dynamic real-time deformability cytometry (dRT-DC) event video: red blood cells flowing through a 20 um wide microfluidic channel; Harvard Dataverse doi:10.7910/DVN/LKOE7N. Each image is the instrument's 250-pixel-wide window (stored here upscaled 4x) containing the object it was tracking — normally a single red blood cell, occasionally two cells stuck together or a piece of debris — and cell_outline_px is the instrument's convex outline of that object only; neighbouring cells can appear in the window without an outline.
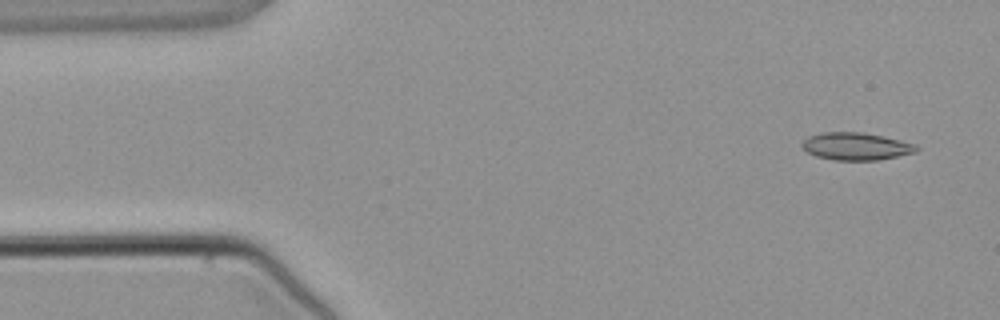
{"species": "common noctule bat (a hibernating species)", "species_latin": "Nyctalus noctula", "temperature_condition": "warm", "stored_images_in_passage": 3, "camera_frame_rate_fps": 3000, "um_per_image_px": 0.085, "animal": {"sex": "male", "body_mass_g": 21.5, "forearm_length_mm": 52.0}, "frame": {"image": 1, "passage_image": 1, "time_ms": 0.0, "image_size_px": [1000, 320], "cell_outline_px": [[920, 148], [916, 152], [880, 160], [836, 160], [816, 156], [808, 152], [800, 144], [808, 136], [820, 132], [864, 132], [884, 136], [916, 144]], "centroid_in_image_um": [72.78, 12.43], "position_along_channel_um": 12.2, "area_um2": 18.44}}